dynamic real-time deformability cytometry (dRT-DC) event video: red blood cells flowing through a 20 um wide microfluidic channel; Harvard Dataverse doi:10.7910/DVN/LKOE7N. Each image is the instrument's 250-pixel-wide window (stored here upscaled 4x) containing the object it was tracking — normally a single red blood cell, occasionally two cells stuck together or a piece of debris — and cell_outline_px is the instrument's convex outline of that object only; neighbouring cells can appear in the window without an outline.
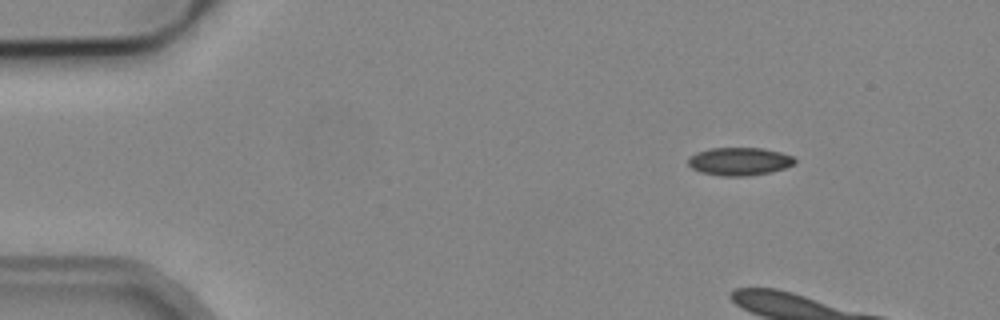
{"species": "common noctule bat (a hibernating species)", "species_latin": "Nyctalus noctula", "temperature_condition": "cold", "stored_images_in_passage": 6, "camera_frame_rate_fps": 3000, "um_per_image_px": 0.085, "animal": {"sex": "male", "body_mass_g": 19.2, "forearm_length_mm": 51.8}, "frame": {"image": 1, "passage_image": 1, "time_ms": 0.0, "image_size_px": [1000, 320], "cell_outline_px": [[796, 164], [772, 172], [748, 176], [720, 176], [700, 172], [692, 168], [688, 164], [688, 156], [696, 152], [712, 148], [764, 148], [780, 152], [792, 156], [796, 160]], "centroid_in_image_um": [62.85, 13.72], "position_along_channel_um": 22.2, "area_um2": 17.57}}
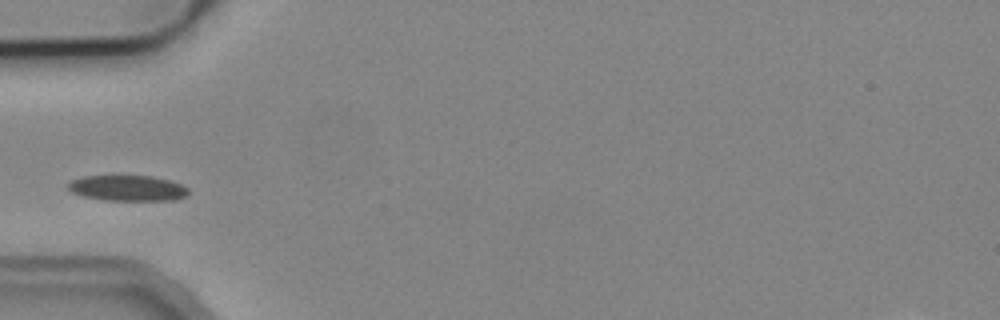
{"frame": {"image": 2, "passage_image": 6, "time_ms": 5.667, "image_size_px": [1000, 320], "cell_outline_px": [[188, 196], [176, 200], [104, 200], [84, 196], [72, 192], [64, 184], [72, 180], [84, 176], [152, 176], [168, 180], [180, 184], [188, 188]], "centroid_in_image_um": [10.84, 15.99], "position_along_channel_um": 74.2, "area_um2": 17.98}}